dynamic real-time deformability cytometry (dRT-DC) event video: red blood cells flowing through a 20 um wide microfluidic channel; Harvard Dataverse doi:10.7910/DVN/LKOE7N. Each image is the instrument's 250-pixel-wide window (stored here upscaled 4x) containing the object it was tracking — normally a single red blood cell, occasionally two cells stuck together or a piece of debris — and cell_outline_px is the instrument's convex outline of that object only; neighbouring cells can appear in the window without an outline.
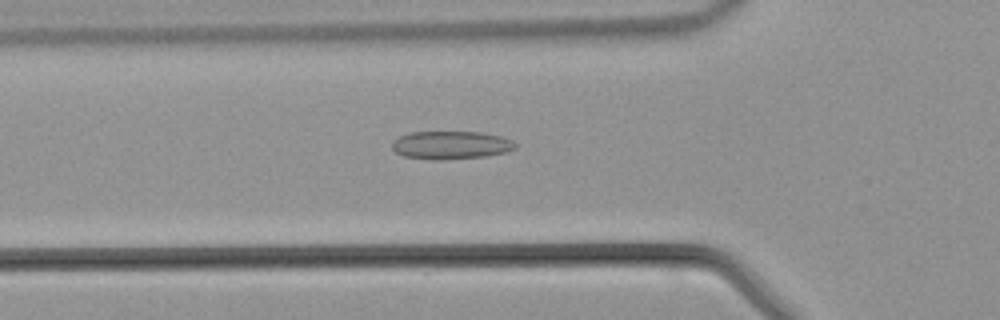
{"species": "common noctule bat (a hibernating species)", "species_latin": "Nyctalus noctula", "temperature_condition": "warm", "stored_images_in_passage": 33, "camera_frame_rate_fps": 3000, "um_per_image_px": 0.085, "animal": {"sex": "male", "body_mass_g": 21.5, "forearm_length_mm": 52.0}, "frame": {"image": 1, "passage_image": 4, "time_ms": 1.0, "image_size_px": [1000, 320], "cell_outline_px": [[516, 148], [508, 152], [488, 156], [440, 160], [436, 160], [404, 156], [396, 152], [392, 148], [392, 140], [408, 132], [484, 132], [500, 136], [512, 140], [516, 144]], "centroid_in_image_um": [38.34, 12.33], "position_along_channel_um": 87.5, "area_um2": 20.35}}
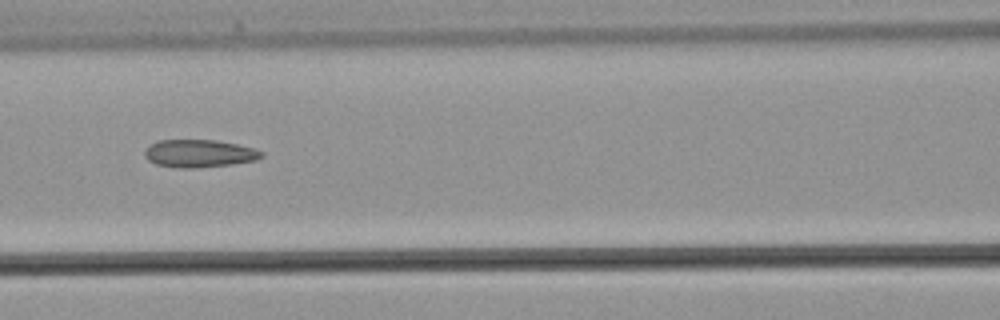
{"frame": {"image": 2, "passage_image": 8, "time_ms": 2.333, "image_size_px": [1000, 320], "cell_outline_px": [[264, 156], [256, 160], [232, 164], [192, 168], [176, 168], [156, 164], [148, 160], [144, 156], [144, 152], [152, 144], [160, 140], [216, 140], [256, 148], [264, 152]], "centroid_in_image_um": [16.97, 13.05], "position_along_channel_um": 149.6, "area_um2": 18.84}}
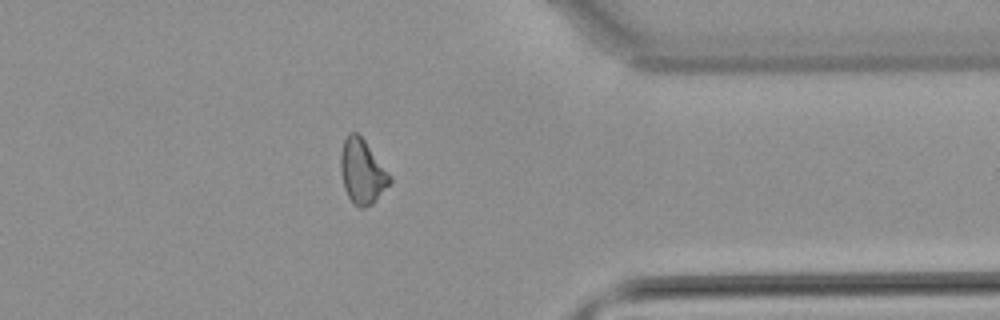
{"frame": {"image": 3, "passage_image": 24, "time_ms": 7.667, "image_size_px": [1000, 320], "cell_outline_px": [[392, 180], [376, 200], [372, 204], [364, 208], [360, 208], [352, 204], [344, 188], [340, 168], [340, 156], [344, 140], [348, 132], [356, 132], [364, 140], [392, 176]], "centroid_in_image_um": [30.78, 14.6], "position_along_channel_um": 380.6, "area_um2": 18.44}}